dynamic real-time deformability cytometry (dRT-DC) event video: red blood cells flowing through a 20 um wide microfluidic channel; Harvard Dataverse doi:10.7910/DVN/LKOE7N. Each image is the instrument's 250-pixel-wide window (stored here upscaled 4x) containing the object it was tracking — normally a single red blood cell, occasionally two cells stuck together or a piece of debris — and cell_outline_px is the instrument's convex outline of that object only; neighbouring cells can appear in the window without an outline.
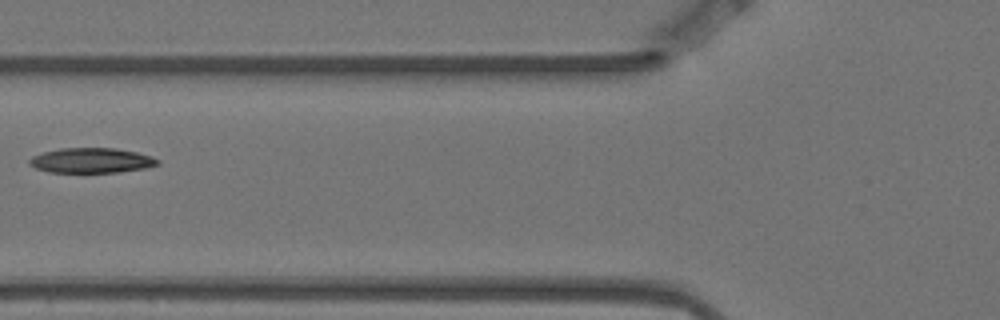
{"species": "Egyptian fruit bat (a non-hibernating species)", "species_latin": "Rousettus aegyptiacus", "temperature_condition": "warm", "stored_images_in_passage": 6, "camera_frame_rate_fps": 3000, "um_per_image_px": 0.085, "animal": {"sex": "female"}, "frame": {"image": 1, "passage_image": 5, "time_ms": 1.333, "image_size_px": [1000, 320], "cell_outline_px": [[160, 164], [148, 168], [120, 172], [48, 172], [36, 168], [28, 164], [28, 160], [32, 156], [44, 152], [60, 148], [116, 148], [136, 152], [152, 156], [160, 160]], "centroid_in_image_um": [7.8, 13.64], "position_along_channel_um": 118.0, "area_um2": 18.84}}
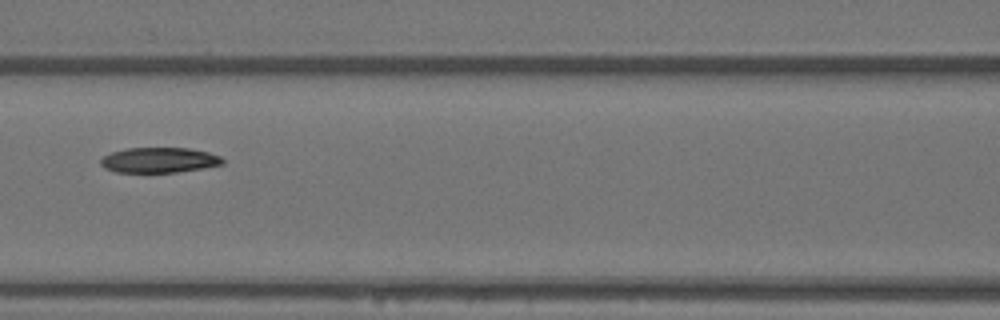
{"frame": {"image": 2, "passage_image": 6, "time_ms": 1.667, "image_size_px": [1000, 320], "cell_outline_px": [[224, 164], [204, 168], [176, 172], [116, 172], [104, 168], [100, 164], [100, 160], [104, 156], [112, 152], [128, 148], [188, 148], [208, 152], [220, 156], [224, 160]], "centroid_in_image_um": [13.54, 13.61], "position_along_channel_um": 153.1, "area_um2": 17.92}}